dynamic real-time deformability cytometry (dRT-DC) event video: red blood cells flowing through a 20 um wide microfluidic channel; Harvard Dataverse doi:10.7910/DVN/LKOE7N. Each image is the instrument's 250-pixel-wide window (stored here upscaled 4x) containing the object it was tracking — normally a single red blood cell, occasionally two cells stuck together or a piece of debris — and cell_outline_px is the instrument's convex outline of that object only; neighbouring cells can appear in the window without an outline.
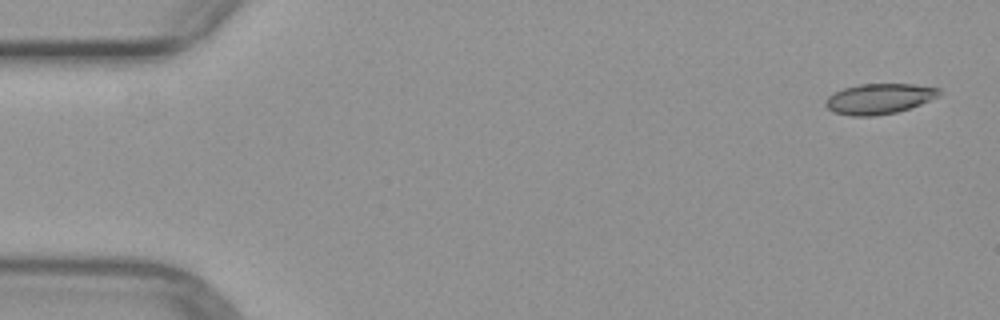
{"species": "common noctule bat (a hibernating species)", "species_latin": "Nyctalus noctula", "temperature_condition": "warm", "stored_images_in_passage": 49, "camera_frame_rate_fps": 3000, "um_per_image_px": 0.085, "animal": {"sex": "female", "body_mass_g": 29.2, "forearm_length_mm": 56.3}, "frame": {"image": 1, "passage_image": 1, "time_ms": 0.0, "image_size_px": [1000, 320], "cell_outline_px": [[940, 96], [920, 104], [896, 112], [876, 116], [852, 116], [832, 112], [824, 104], [828, 96], [844, 88], [860, 84], [912, 84], [940, 88]], "centroid_in_image_um": [74.72, 8.4], "position_along_channel_um": 10.3, "area_um2": 20.06}}
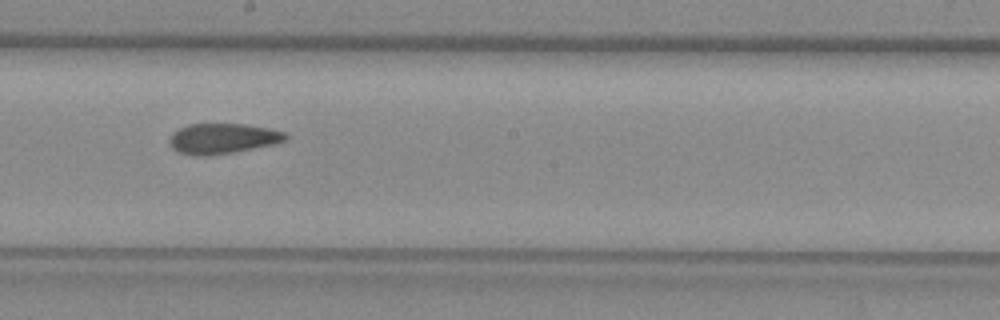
{"frame": {"image": 2, "passage_image": 27, "time_ms": 8.667, "image_size_px": [1000, 320], "cell_outline_px": [[288, 136], [284, 140], [276, 144], [232, 152], [208, 156], [192, 156], [176, 152], [172, 148], [168, 140], [172, 132], [188, 124], [244, 124], [268, 128], [284, 132]], "centroid_in_image_um": [18.87, 11.79], "position_along_channel_um": 229.3, "area_um2": 20.63}}
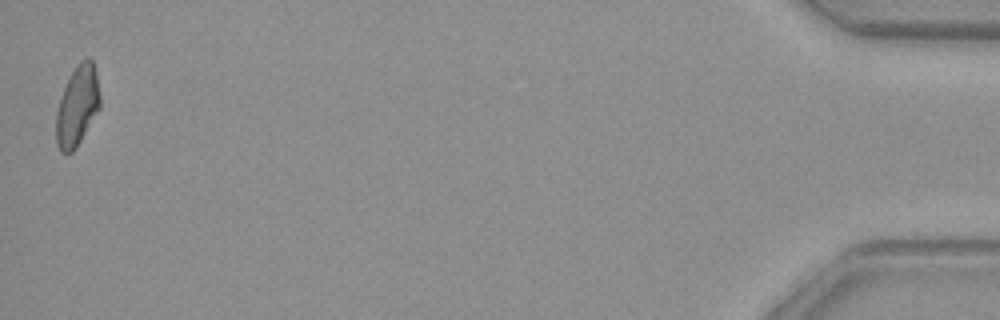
{"frame": {"image": 3, "passage_image": 49, "time_ms": 16.0, "image_size_px": [1000, 320], "cell_outline_px": [[100, 108], [76, 148], [72, 152], [60, 152], [56, 144], [56, 112], [64, 88], [76, 64], [80, 60], [88, 56], [92, 60], [96, 72], [100, 96]], "centroid_in_image_um": [6.58, 8.99], "position_along_channel_um": 428.6, "area_um2": 20.46}}